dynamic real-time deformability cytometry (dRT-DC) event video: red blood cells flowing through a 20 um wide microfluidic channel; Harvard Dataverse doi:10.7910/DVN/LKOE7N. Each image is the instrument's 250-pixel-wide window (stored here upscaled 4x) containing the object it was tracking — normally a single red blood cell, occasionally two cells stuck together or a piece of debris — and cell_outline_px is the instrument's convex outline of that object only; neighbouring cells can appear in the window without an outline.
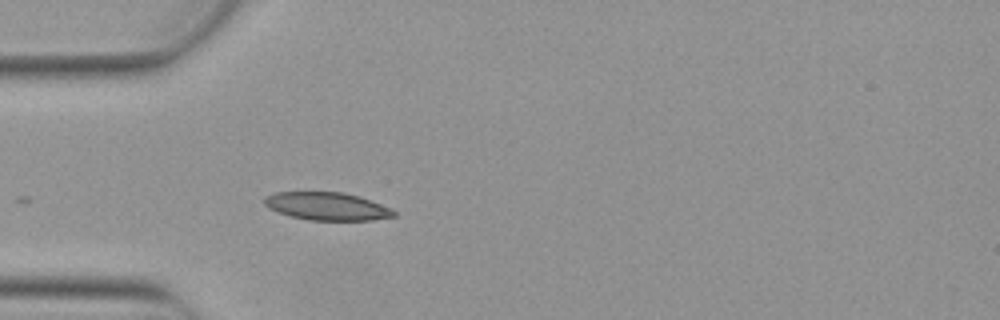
{"species": "Egyptian fruit bat (a non-hibernating species)", "species_latin": "Rousettus aegyptiacus", "temperature_condition": "warm", "stored_images_in_passage": 2, "camera_frame_rate_fps": 3000, "um_per_image_px": 0.085, "animal": {"sex": "female"}, "frame": {"image": 1, "passage_image": 2, "time_ms": 0.333, "image_size_px": [1000, 320], "cell_outline_px": [[396, 216], [372, 220], [308, 220], [276, 212], [268, 208], [264, 204], [264, 196], [276, 192], [344, 192], [360, 196], [392, 208], [396, 212]], "centroid_in_image_um": [27.8, 17.53], "position_along_channel_um": 57.2, "area_um2": 21.21}}